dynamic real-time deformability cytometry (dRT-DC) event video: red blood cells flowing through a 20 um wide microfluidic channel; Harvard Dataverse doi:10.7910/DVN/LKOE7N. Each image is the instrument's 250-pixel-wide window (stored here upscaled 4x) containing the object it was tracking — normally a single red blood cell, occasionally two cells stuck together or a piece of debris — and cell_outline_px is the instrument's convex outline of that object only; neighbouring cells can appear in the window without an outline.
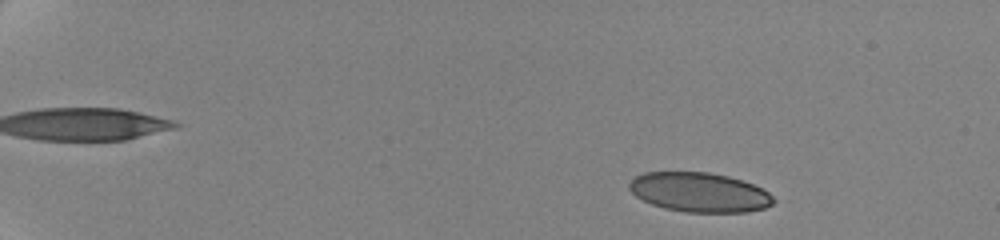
{"species": "human", "species_latin": "Homo sapiens", "temperature_condition": "cold", "stored_images_in_passage": 53, "camera_frame_rate_fps": 3000, "um_per_image_px": 0.085, "donor": {"sex": "female"}, "frame": {"image": 1, "passage_image": 6, "time_ms": 1.667, "image_size_px": [1000, 240], "cell_outline_px": [[780, 200], [764, 208], [748, 212], [684, 212], [664, 208], [652, 204], [636, 196], [628, 188], [628, 184], [636, 176], [644, 172], [708, 172], [728, 176], [752, 184], [768, 192]], "centroid_in_image_um": [59.48, 16.35], "position_along_channel_um": 25.5, "area_um2": 33.23}}
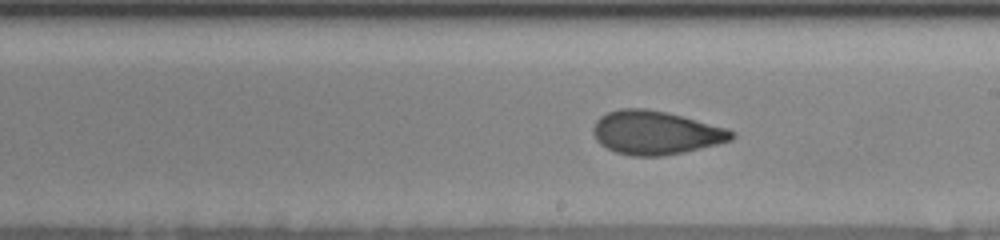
{"frame": {"image": 2, "passage_image": 32, "time_ms": 11.333, "image_size_px": [1000, 240], "cell_outline_px": [[736, 136], [732, 140], [684, 152], [660, 156], [632, 156], [616, 152], [600, 144], [596, 140], [592, 132], [592, 128], [596, 120], [600, 116], [608, 112], [620, 108], [644, 108], [664, 112], [728, 128], [736, 132]], "centroid_in_image_um": [55.71, 11.28], "position_along_channel_um": 233.3, "area_um2": 35.08}}
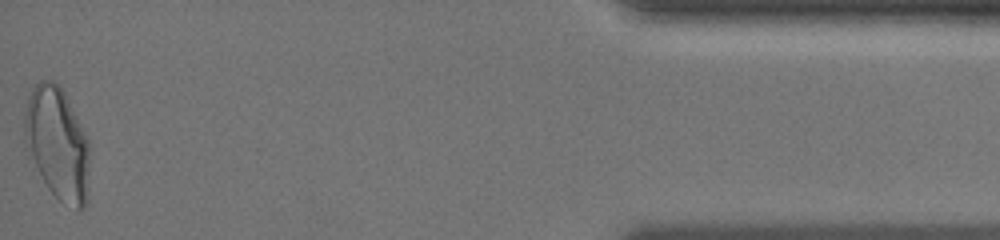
{"frame": {"image": 3, "passage_image": 53, "time_ms": 18.667, "image_size_px": [1000, 240], "cell_outline_px": [[88, 200], [84, 208], [80, 212], [60, 200], [48, 188], [24, 148], [24, 112], [28, 96], [32, 88], [40, 80], [52, 80], [64, 92], [88, 140]], "centroid_in_image_um": [4.85, 12.22], "position_along_channel_um": 430.4, "area_um2": 42.66}, "authors_computed_cell_mechanics": {"area_um2": 35.258, "velocity_mm_per_s": 3.5182, "shape_relaxation_time_tau1_ms": 7.5927, "shape_relaxation_time_tau2_ms": 1.4103, "deformation_change_tau1": 0.173, "deformation_change_tau2": 0.0667}}